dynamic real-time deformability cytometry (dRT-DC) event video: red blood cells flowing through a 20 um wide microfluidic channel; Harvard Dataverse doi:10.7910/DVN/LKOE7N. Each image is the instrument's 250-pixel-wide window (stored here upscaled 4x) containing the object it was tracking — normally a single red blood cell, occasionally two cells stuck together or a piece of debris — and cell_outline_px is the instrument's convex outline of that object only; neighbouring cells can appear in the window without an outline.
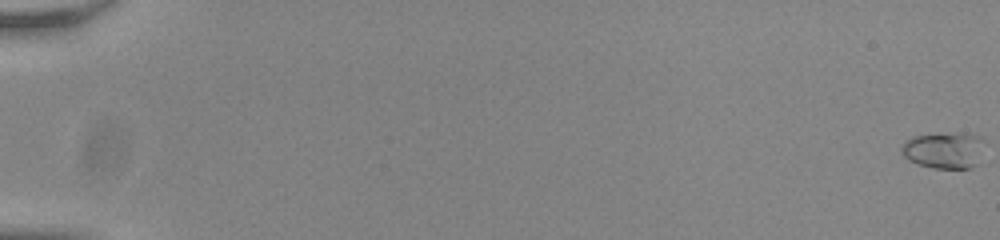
{"species": "common noctule bat (a hibernating species)", "species_latin": "Nyctalus noctula", "temperature_condition": "room temperature", "stored_images_in_passage": 57, "camera_frame_rate_fps": 3000, "um_per_image_px": 0.085, "animal": {"sex": "male", "body_mass_g": 20.0, "forearm_length_mm": 53.3}, "frame": {"image": 1, "passage_image": 1, "time_ms": 0.0, "image_size_px": [1000, 240], "cell_outline_px": [[984, 140], [976, 164], [972, 168], [932, 168], [916, 164], [908, 160], [900, 152], [900, 148], [912, 136], [964, 132], [980, 136]], "centroid_in_image_um": [80.22, 12.77], "position_along_channel_um": 4.8, "area_um2": 17.57}}
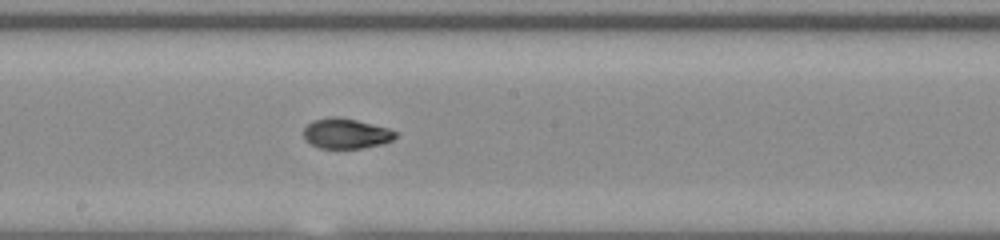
{"frame": {"image": 2, "passage_image": 34, "time_ms": 11.0, "image_size_px": [1000, 240], "cell_outline_px": [[396, 136], [392, 140], [380, 144], [360, 148], [320, 148], [312, 144], [304, 136], [304, 128], [312, 120], [332, 116], [340, 116], [388, 128], [396, 132]], "centroid_in_image_um": [29.4, 11.33], "position_along_channel_um": 218.8, "area_um2": 15.95}}
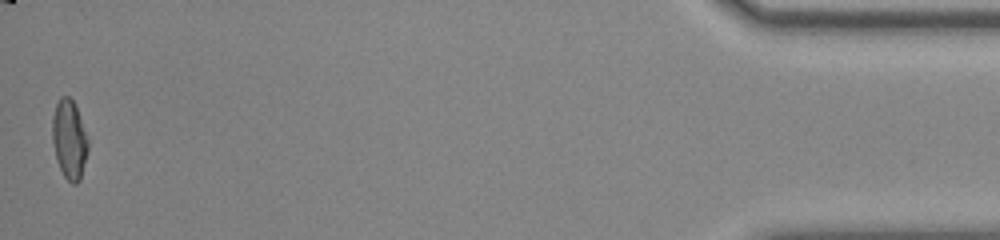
{"frame": {"image": 3, "passage_image": 57, "time_ms": 18.667, "image_size_px": [1000, 240], "cell_outline_px": [[88, 152], [80, 180], [76, 184], [72, 184], [64, 176], [56, 160], [52, 140], [52, 116], [56, 104], [60, 96], [68, 96], [72, 100], [80, 116], [88, 140]], "centroid_in_image_um": [5.88, 11.86], "position_along_channel_um": 429.3, "area_um2": 16.53}, "authors_computed_cell_mechanics": {"area_um2": 16.1262, "velocity_mm_per_s": 3.8054, "shape_relaxation_time_tau1_ms": 8.6588, "shape_relaxation_time_tau2_ms": 1.4811, "deformation_change_tau1": 0.2705, "deformation_change_tau2": 0.0613}}